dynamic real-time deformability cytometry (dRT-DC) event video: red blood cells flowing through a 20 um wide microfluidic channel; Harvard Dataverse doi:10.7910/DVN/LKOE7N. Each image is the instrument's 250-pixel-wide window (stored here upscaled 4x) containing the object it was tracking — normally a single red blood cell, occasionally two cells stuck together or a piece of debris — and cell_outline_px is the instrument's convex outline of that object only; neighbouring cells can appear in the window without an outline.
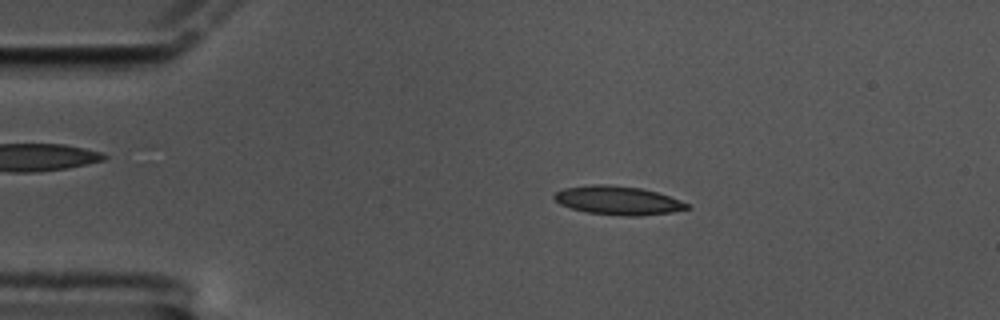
{"species": "common noctule bat (a hibernating species)", "species_latin": "Nyctalus noctula", "temperature_condition": "cold", "stored_images_in_passage": 59, "camera_frame_rate_fps": 3000, "um_per_image_px": 0.085, "animal": {"sex": "male", "body_mass_g": 17.5, "forearm_length_mm": 52.3}, "frame": {"image": 1, "passage_image": 11, "time_ms": 3.333, "image_size_px": [1000, 320], "cell_outline_px": [[692, 208], [672, 212], [640, 216], [620, 216], [588, 212], [572, 208], [560, 204], [552, 196], [556, 192], [564, 188], [592, 184], [604, 184], [640, 188], [656, 192], [680, 200], [688, 204]], "centroid_in_image_um": [52.53, 17.04], "position_along_channel_um": 32.5, "area_um2": 22.08}}
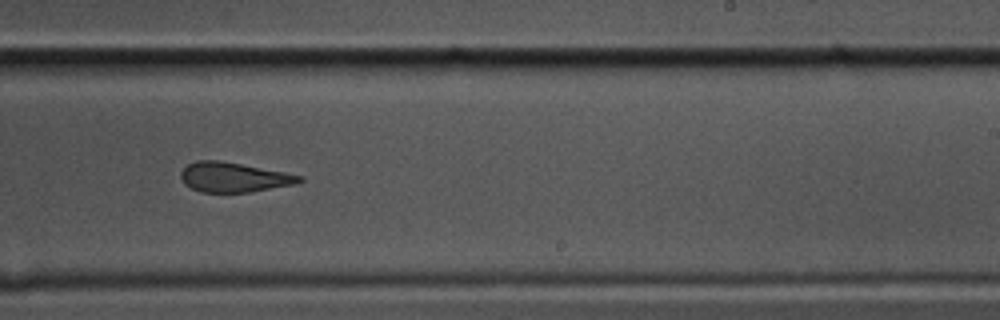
{"frame": {"image": 2, "passage_image": 36, "time_ms": 11.667, "image_size_px": [1000, 320], "cell_outline_px": [[304, 180], [292, 184], [248, 192], [200, 192], [184, 184], [180, 176], [180, 172], [188, 164], [196, 160], [220, 160], [284, 172], [304, 176]], "centroid_in_image_um": [19.82, 15.05], "position_along_channel_um": 269.2, "area_um2": 20.35}}
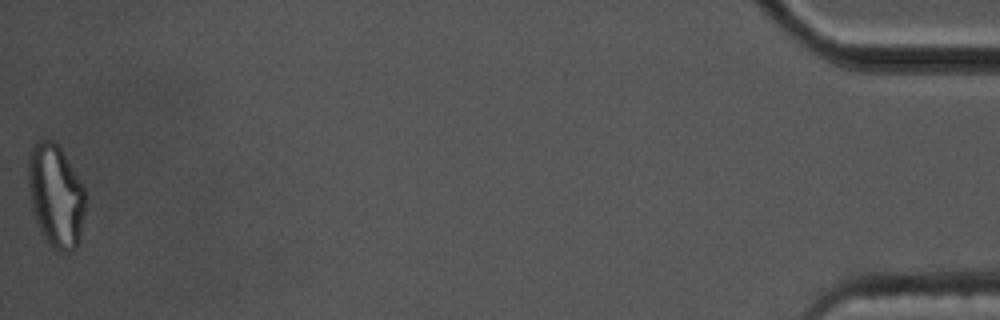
{"frame": {"image": 3, "passage_image": 59, "time_ms": 19.333, "image_size_px": [1000, 320], "cell_outline_px": [[88, 196], [80, 240], [76, 248], [68, 252], [64, 252], [52, 248], [48, 244], [36, 224], [32, 212], [28, 192], [28, 160], [32, 144], [40, 136], [52, 140], [60, 148], [84, 184]], "centroid_in_image_um": [4.75, 16.62], "position_along_channel_um": 430.4, "area_um2": 35.55}, "authors_computed_cell_mechanics": {"area_um2": 21.8484, "velocity_mm_per_s": 3.3701, "shape_relaxation_time_tau1_ms": null, "shape_relaxation_time_tau2_ms": 3.0469, "deformation_change_tau1": null, "deformation_change_tau2": 0.1029}}